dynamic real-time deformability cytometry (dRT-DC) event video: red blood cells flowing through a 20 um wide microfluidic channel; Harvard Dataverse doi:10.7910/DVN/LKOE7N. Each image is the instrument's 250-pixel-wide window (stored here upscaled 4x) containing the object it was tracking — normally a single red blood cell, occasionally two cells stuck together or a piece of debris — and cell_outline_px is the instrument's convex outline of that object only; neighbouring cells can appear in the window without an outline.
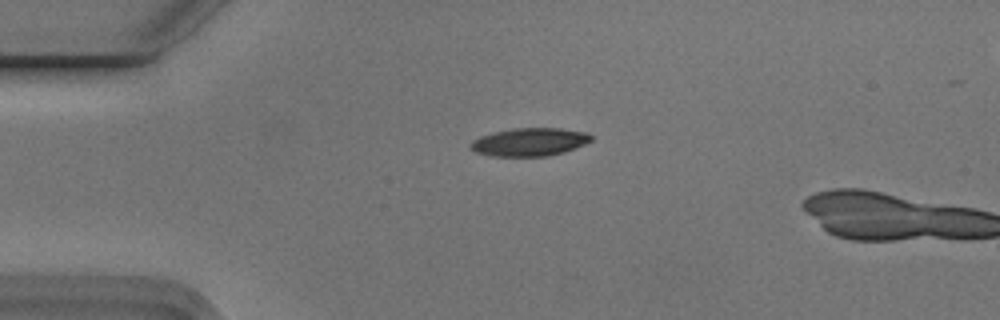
{"species": "Egyptian fruit bat (a non-hibernating species)", "species_latin": "Rousettus aegyptiacus", "temperature_condition": "cold", "stored_images_in_passage": 4, "camera_frame_rate_fps": 3000, "um_per_image_px": 0.085, "animal": {"sex": "male"}, "frame": {"image": 1, "passage_image": 4, "time_ms": 1.0, "image_size_px": [1000, 320], "cell_outline_px": [[592, 140], [576, 148], [564, 152], [548, 156], [488, 156], [476, 152], [468, 144], [472, 140], [480, 136], [512, 128], [560, 128], [584, 132], [592, 136]], "centroid_in_image_um": [45.0, 12.07], "position_along_channel_um": 40.0, "area_um2": 19.71}}